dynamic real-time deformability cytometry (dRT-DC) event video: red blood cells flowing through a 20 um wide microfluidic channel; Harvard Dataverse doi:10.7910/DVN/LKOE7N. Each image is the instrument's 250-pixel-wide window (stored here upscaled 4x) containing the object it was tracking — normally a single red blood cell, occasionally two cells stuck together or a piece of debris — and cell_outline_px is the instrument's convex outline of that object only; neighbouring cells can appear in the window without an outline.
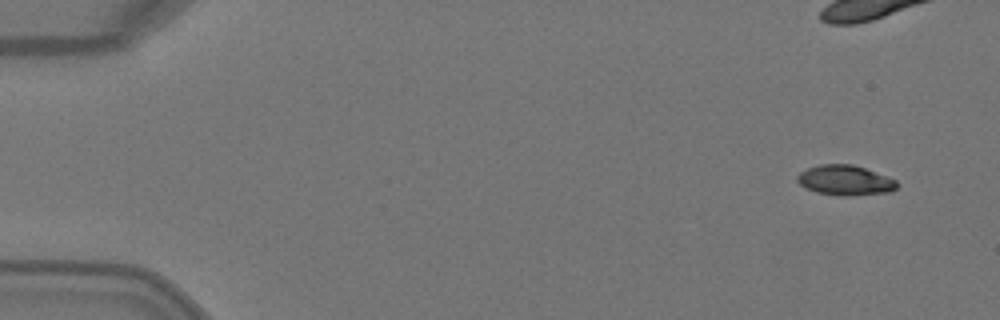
{"species": "Egyptian fruit bat (a non-hibernating species)", "species_latin": "Rousettus aegyptiacus", "temperature_condition": "warm", "stored_images_in_passage": 8, "camera_frame_rate_fps": 3000, "um_per_image_px": 0.085, "animal": {"sex": "female"}, "frame": {"image": 1, "passage_image": 1, "time_ms": 0.0, "image_size_px": [1000, 320], "cell_outline_px": [[896, 188], [892, 192], [848, 196], [816, 192], [800, 184], [796, 180], [796, 176], [800, 172], [808, 168], [820, 164], [852, 164], [888, 176], [896, 180]], "centroid_in_image_um": [71.85, 15.32], "position_along_channel_um": 13.2, "area_um2": 17.34}}